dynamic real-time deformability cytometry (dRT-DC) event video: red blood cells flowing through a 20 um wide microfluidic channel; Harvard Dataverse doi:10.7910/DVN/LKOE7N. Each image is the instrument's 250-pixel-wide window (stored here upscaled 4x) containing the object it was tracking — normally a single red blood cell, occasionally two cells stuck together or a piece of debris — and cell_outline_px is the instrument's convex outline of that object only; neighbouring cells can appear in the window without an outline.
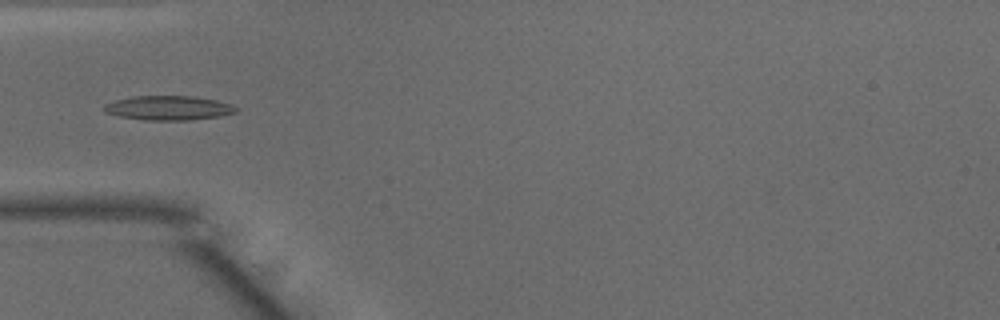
{"species": "common noctule bat (a hibernating species)", "species_latin": "Nyctalus noctula", "temperature_condition": "warm", "stored_images_in_passage": 37, "camera_frame_rate_fps": 3000, "um_per_image_px": 0.085, "animal": {"sex": "male", "body_mass_g": 15.6}, "frame": {"image": 1, "passage_image": 3, "time_ms": 0.667, "image_size_px": [1000, 320], "cell_outline_px": [[240, 108], [236, 112], [220, 116], [188, 120], [148, 120], [120, 116], [104, 112], [104, 104], [116, 100], [132, 96], [196, 96], [216, 100], [232, 104]], "centroid_in_image_um": [14.36, 9.17], "position_along_channel_um": 70.6, "area_um2": 18.73}}
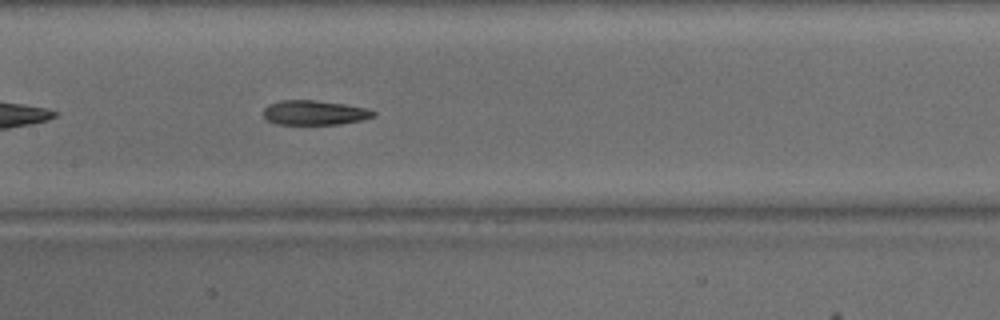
{"frame": {"image": 2, "passage_image": 11, "time_ms": 3.333, "image_size_px": [1000, 320], "cell_outline_px": [[376, 116], [360, 120], [340, 124], [276, 124], [268, 120], [264, 116], [264, 108], [268, 104], [280, 100], [316, 100], [344, 104], [368, 108], [376, 112]], "centroid_in_image_um": [26.74, 9.57], "position_along_channel_um": 180.7, "area_um2": 15.78}}
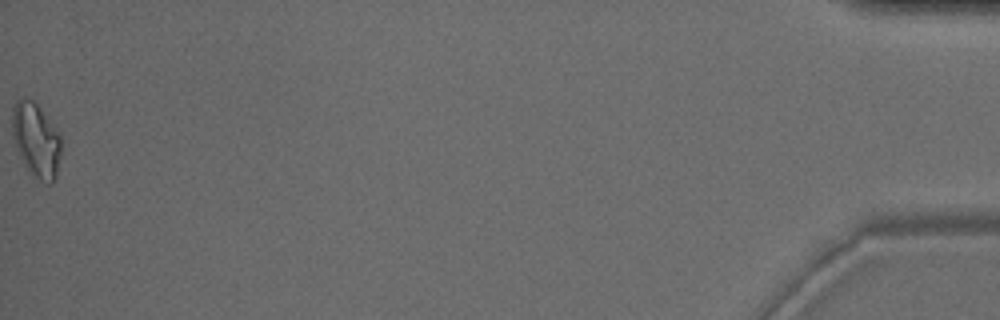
{"frame": {"image": 3, "passage_image": 37, "time_ms": 12.0, "image_size_px": [1000, 320], "cell_outline_px": [[60, 156], [56, 176], [52, 184], [48, 184], [32, 176], [24, 164], [16, 148], [12, 136], [12, 108], [16, 100], [20, 96], [24, 96], [32, 100], [40, 108], [60, 132]], "centroid_in_image_um": [3.05, 11.88], "position_along_channel_um": 432.1, "area_um2": 21.44}, "authors_computed_cell_mechanics": {"area_um2": 16.9932, "velocity_mm_per_s": 4.0809, "shape_relaxation_time_tau1_ms": null, "shape_relaxation_time_tau2_ms": 4.8256, "deformation_change_tau1": null, "deformation_change_tau2": 0.1389}}